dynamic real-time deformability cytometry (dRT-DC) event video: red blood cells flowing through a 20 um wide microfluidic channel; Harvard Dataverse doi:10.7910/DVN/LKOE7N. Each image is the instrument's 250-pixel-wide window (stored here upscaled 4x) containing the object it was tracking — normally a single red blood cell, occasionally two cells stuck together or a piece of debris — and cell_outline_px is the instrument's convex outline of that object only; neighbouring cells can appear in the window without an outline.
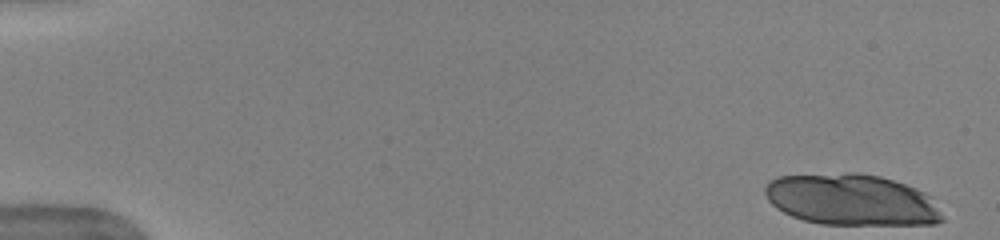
{"species": "human", "species_latin": "Homo sapiens", "temperature_condition": "warm", "stored_images_in_passage": 17, "camera_frame_rate_fps": 3000, "um_per_image_px": 0.085, "donor": {"sex": "female"}, "frame": {"image": 1, "passage_image": 1, "time_ms": 0.0, "image_size_px": [1000, 240], "cell_outline_px": [[944, 220], [936, 224], [820, 224], [804, 220], [792, 216], [776, 208], [768, 200], [764, 192], [764, 188], [768, 180], [776, 176], [848, 172], [860, 172], [880, 176], [916, 188], [932, 196]], "centroid_in_image_um": [72.36, 16.96], "position_along_channel_um": 12.6, "area_um2": 53.35}}